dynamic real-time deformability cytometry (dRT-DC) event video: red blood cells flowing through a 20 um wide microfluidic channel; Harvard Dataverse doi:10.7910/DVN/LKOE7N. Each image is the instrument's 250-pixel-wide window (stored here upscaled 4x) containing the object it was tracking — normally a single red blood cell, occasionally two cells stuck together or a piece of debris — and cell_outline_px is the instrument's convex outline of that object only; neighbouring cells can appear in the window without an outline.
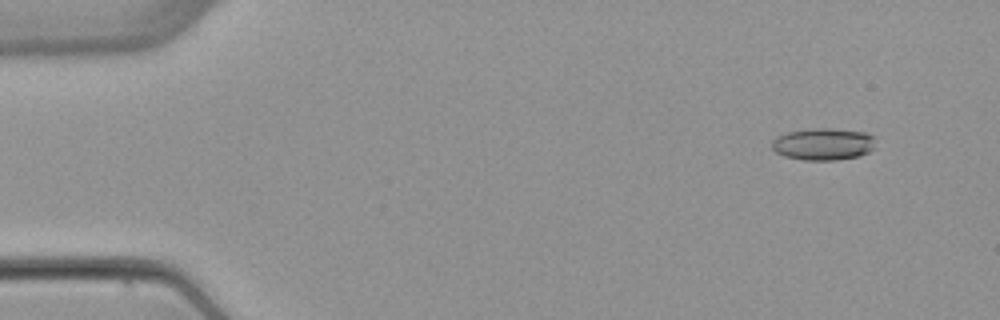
{"species": "common noctule bat (a hibernating species)", "species_latin": "Nyctalus noctula", "temperature_condition": "warm", "stored_images_in_passage": 4, "camera_frame_rate_fps": 3000, "um_per_image_px": 0.085, "animal": {"sex": "female", "body_mass_g": 22.7, "forearm_length_mm": 54.2}, "frame": {"image": 1, "passage_image": 2, "time_ms": 1.0, "image_size_px": [1000, 320], "cell_outline_px": [[876, 148], [860, 156], [836, 160], [804, 160], [784, 156], [776, 152], [772, 148], [772, 140], [776, 136], [788, 132], [812, 128], [832, 128], [864, 132], [872, 136]], "centroid_in_image_um": [69.97, 12.25], "position_along_channel_um": 15.0, "area_um2": 19.48}}
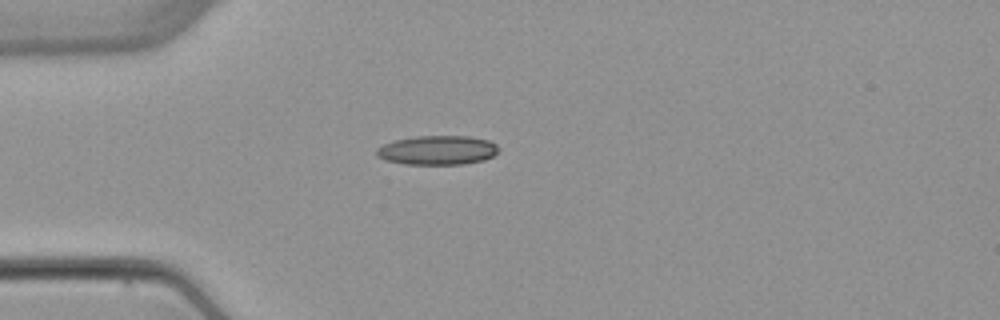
{"frame": {"image": 2, "passage_image": 4, "time_ms": 4.333, "image_size_px": [1000, 320], "cell_outline_px": [[500, 148], [492, 156], [484, 160], [464, 164], [404, 164], [384, 160], [376, 156], [376, 148], [392, 140], [416, 136], [468, 136], [488, 140], [496, 144]], "centroid_in_image_um": [37.15, 12.76], "position_along_channel_um": 47.9, "area_um2": 20.92}}